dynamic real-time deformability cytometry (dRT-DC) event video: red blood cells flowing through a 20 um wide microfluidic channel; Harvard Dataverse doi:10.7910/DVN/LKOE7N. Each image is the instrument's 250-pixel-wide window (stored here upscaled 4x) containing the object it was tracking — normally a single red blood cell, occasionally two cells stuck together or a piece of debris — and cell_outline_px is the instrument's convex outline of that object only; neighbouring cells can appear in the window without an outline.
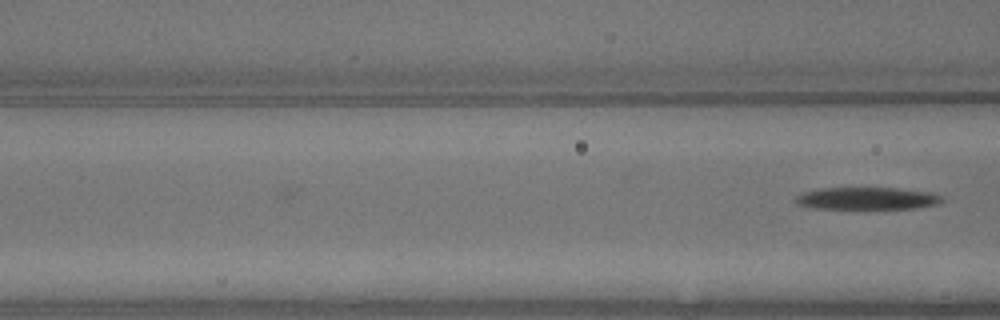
{"species": "common noctule bat (a hibernating species)", "species_latin": "Nyctalus noctula", "temperature_condition": "warm", "stored_images_in_passage": 5, "camera_frame_rate_fps": 3000, "um_per_image_px": 0.085, "animal": {"sex": "male", "body_mass_g": 13.3}, "frame": {"image": 1, "passage_image": 5, "time_ms": 1.333, "image_size_px": [1000, 320], "cell_outline_px": [[944, 200], [940, 204], [916, 208], [808, 208], [796, 204], [796, 196], [804, 192], [824, 188], [896, 188], [936, 192], [944, 196]], "centroid_in_image_um": [73.79, 16.86], "position_along_channel_um": 92.8, "area_um2": 19.13}}